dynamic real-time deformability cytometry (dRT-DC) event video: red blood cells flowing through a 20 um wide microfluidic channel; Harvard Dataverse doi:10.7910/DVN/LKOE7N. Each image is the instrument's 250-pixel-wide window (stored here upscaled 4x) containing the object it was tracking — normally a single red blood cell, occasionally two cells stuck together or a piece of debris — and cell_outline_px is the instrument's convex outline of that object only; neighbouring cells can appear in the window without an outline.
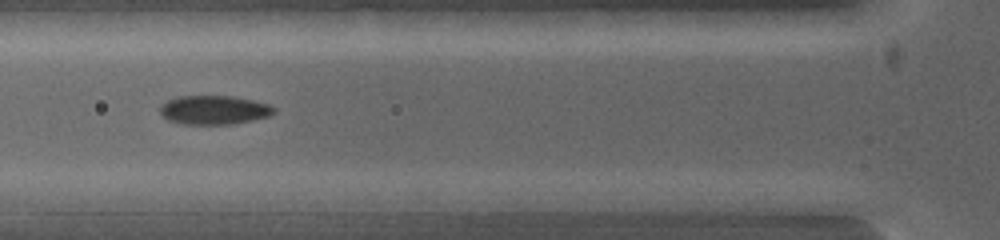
{"species": "common noctule bat (a hibernating species)", "species_latin": "Nyctalus noctula", "temperature_condition": "warm", "stored_images_in_passage": 7, "camera_frame_rate_fps": 5000, "um_per_image_px": 0.085, "animal": {"sex": "female", "body_mass_g": 19.0, "forearm_length_mm": 53.3}, "frame": {"image": 1, "passage_image": 7, "time_ms": 2.6, "image_size_px": [1000, 240], "cell_outline_px": [[616, 200], [540, 212], [500, 212], [492, 200], [504, 192], [600, 192]], "centroid_in_image_um": [46.42, 17.07], "position_along_channel_um": 79.4, "area_um2": 13.47}}